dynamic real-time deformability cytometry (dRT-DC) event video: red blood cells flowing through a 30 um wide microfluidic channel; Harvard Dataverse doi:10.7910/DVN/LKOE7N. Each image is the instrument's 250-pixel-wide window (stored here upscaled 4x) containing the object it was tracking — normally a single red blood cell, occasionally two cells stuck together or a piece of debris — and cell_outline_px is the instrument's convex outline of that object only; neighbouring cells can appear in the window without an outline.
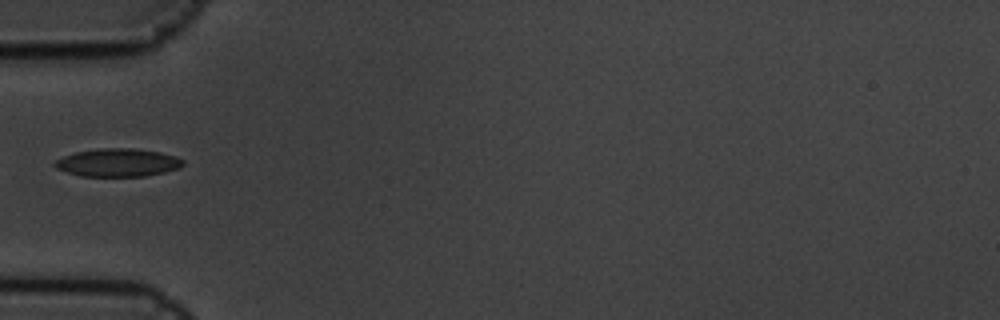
{"species": "common noctule bat (a hibernating species)", "species_latin": "Nyctalus noctula", "temperature_condition": "cold", "stored_images_in_passage": 16, "camera_frame_rate_fps": 3000, "um_per_image_px": 0.085, "animal": {"sex": "male", "body_mass_g": 19.5, "forearm_length_mm": 54.6}, "frame": {"image": 1, "passage_image": 5, "time_ms": 1.333, "image_size_px": [1000, 320], "cell_outline_px": [[184, 164], [180, 168], [164, 172], [144, 176], [80, 176], [56, 168], [52, 164], [56, 160], [64, 156], [76, 152], [96, 148], [132, 148], [160, 152], [176, 156], [184, 160]], "centroid_in_image_um": [10.02, 13.81], "position_along_channel_um": 75.0, "area_um2": 20.98}}
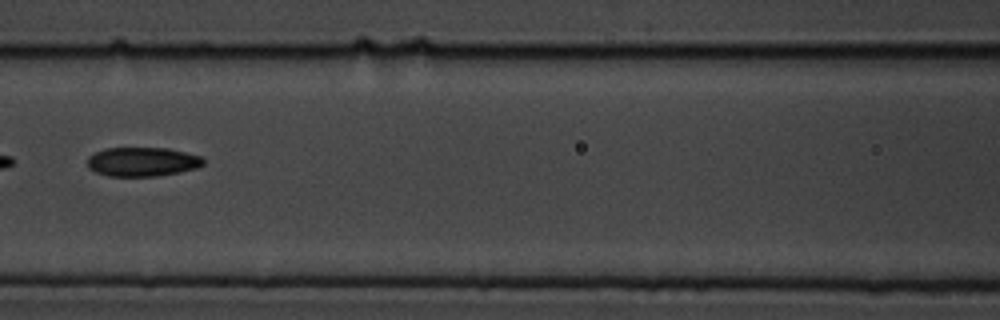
{"frame": {"image": 2, "passage_image": 7, "time_ms": 2.0, "image_size_px": [1000, 320], "cell_outline_px": [[204, 164], [196, 168], [180, 172], [156, 176], [108, 176], [96, 172], [88, 168], [88, 156], [104, 148], [168, 148], [204, 156]], "centroid_in_image_um": [12.12, 13.74], "position_along_channel_um": 154.5, "area_um2": 19.83}}
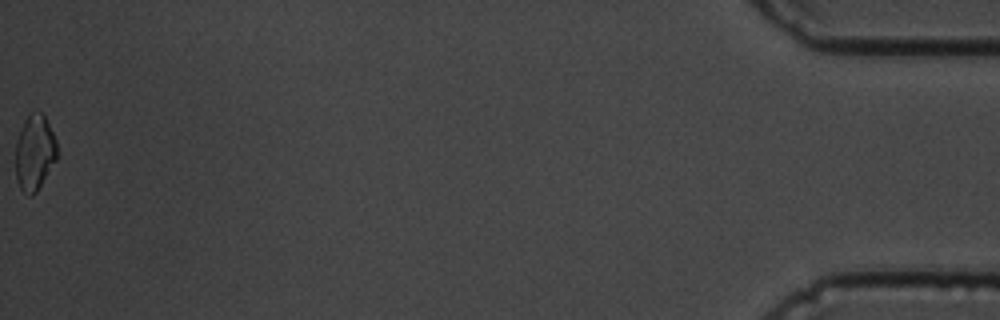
{"frame": {"image": 3, "passage_image": 16, "time_ms": 5.0, "image_size_px": [1000, 320], "cell_outline_px": [[56, 160], [36, 192], [32, 196], [28, 196], [20, 188], [16, 176], [16, 140], [24, 120], [32, 112], [40, 112], [44, 116], [56, 140]], "centroid_in_image_um": [2.93, 12.99], "position_along_channel_um": 432.3, "area_um2": 17.98}}